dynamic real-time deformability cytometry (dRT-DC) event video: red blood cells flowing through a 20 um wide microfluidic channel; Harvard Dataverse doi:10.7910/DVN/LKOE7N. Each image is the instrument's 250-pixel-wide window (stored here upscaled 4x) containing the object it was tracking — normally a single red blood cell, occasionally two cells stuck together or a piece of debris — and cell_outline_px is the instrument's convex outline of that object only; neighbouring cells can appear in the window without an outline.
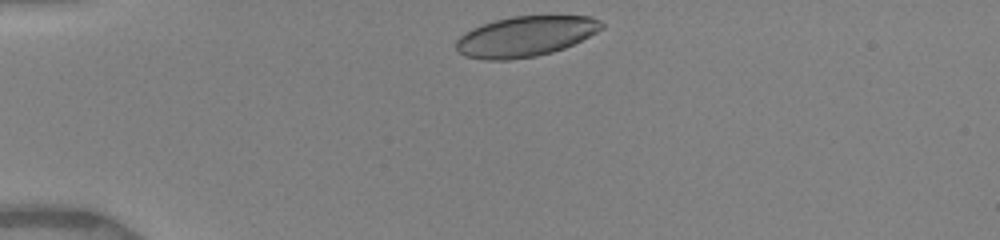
{"species": "human", "species_latin": "Homo sapiens", "temperature_condition": "warm", "stored_images_in_passage": 22, "camera_frame_rate_fps": 3000, "um_per_image_px": 0.085, "donor": {"sex": "female"}, "frame": {"image": 1, "passage_image": 1, "time_ms": 0.0, "image_size_px": [1000, 240], "cell_outline_px": [[604, 28], [564, 48], [552, 52], [536, 56], [508, 60], [484, 60], [464, 56], [456, 48], [456, 40], [464, 32], [472, 28], [496, 20], [512, 16], [592, 16], [600, 20], [604, 24]], "centroid_in_image_um": [44.65, 3.09], "position_along_channel_um": 40.4, "area_um2": 34.1}}
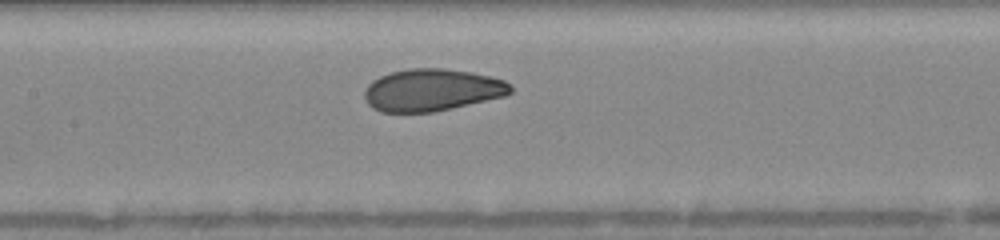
{"frame": {"image": 2, "passage_image": 10, "time_ms": 4.333, "image_size_px": [1000, 240], "cell_outline_px": [[512, 92], [504, 96], [452, 108], [432, 112], [380, 112], [372, 108], [368, 104], [364, 96], [364, 92], [368, 84], [372, 80], [380, 76], [392, 72], [408, 68], [444, 68], [472, 72], [504, 80], [512, 88]], "centroid_in_image_um": [36.68, 7.65], "position_along_channel_um": 170.7, "area_um2": 35.84}}
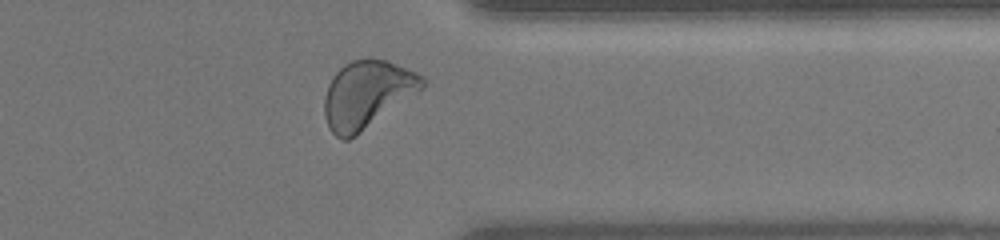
{"frame": {"image": 3, "passage_image": 20, "time_ms": 9.667, "image_size_px": [1000, 240], "cell_outline_px": [[428, 80], [424, 88], [356, 136], [348, 140], [340, 140], [328, 128], [324, 116], [324, 100], [328, 84], [332, 76], [344, 64], [352, 60], [372, 56], [388, 60], [416, 72], [424, 76]], "centroid_in_image_um": [31.21, 8.0], "position_along_channel_um": 380.2, "area_um2": 39.07}, "authors_computed_cell_mechanics": {"area_um2": 36.2984, "velocity_mm_per_s": 3.9687, "shape_relaxation_time_tau1_ms": 3.0311, "shape_relaxation_time_tau2_ms": 0.6706, "deformation_change_tau1": 0.1335, "deformation_change_tau2": 0.0539}}